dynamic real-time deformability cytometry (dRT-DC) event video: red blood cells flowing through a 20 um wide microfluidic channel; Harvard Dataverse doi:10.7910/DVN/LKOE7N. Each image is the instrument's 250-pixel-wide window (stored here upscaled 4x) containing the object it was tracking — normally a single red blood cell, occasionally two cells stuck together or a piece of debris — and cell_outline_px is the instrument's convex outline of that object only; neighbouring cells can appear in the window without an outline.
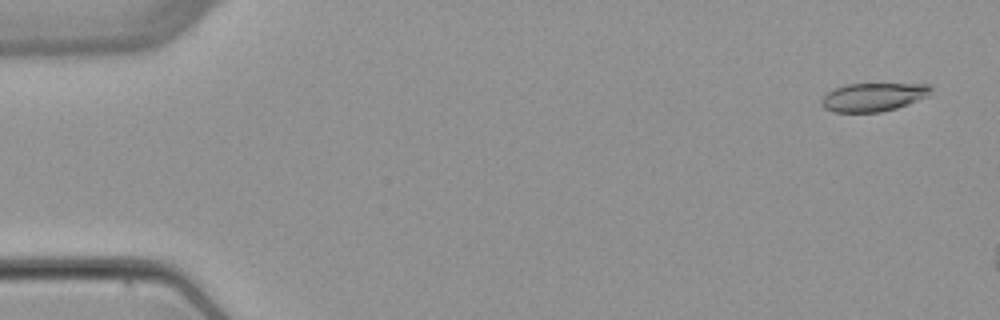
{"species": "common noctule bat (a hibernating species)", "species_latin": "Nyctalus noctula", "temperature_condition": "warm", "stored_images_in_passage": 3, "camera_frame_rate_fps": 3000, "um_per_image_px": 0.085, "animal": {"sex": "female", "body_mass_g": 22.7, "forearm_length_mm": 54.2}, "frame": {"image": 1, "passage_image": 1, "time_ms": 0.0, "image_size_px": [1000, 320], "cell_outline_px": [[932, 88], [928, 96], [908, 104], [896, 108], [880, 112], [832, 112], [824, 108], [820, 104], [820, 100], [828, 92], [836, 88], [848, 84], [928, 84]], "centroid_in_image_um": [74.21, 8.26], "position_along_channel_um": 10.8, "area_um2": 18.03}}